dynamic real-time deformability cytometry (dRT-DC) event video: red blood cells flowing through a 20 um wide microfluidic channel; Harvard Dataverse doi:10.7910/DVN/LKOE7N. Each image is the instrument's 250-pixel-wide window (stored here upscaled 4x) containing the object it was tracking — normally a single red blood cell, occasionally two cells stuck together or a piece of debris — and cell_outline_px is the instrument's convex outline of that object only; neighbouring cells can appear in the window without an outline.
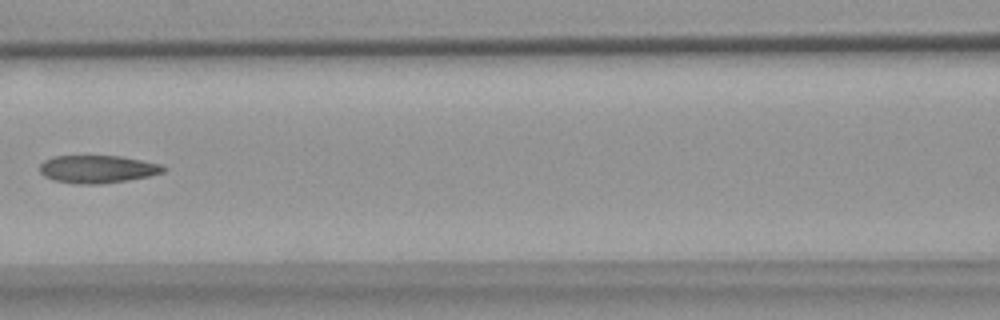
{"species": "common noctule bat (a hibernating species)", "species_latin": "Nyctalus noctula", "temperature_condition": "warm", "stored_images_in_passage": 6, "camera_frame_rate_fps": 3000, "um_per_image_px": 0.085, "animal": {"sex": "female", "body_mass_g": 18.4}, "frame": {"image": 1, "passage_image": 6, "time_ms": 7.333, "image_size_px": [1000, 320], "cell_outline_px": [[168, 168], [164, 172], [148, 176], [100, 184], [76, 184], [52, 180], [44, 176], [40, 172], [40, 164], [44, 160], [56, 156], [120, 156], [160, 164]], "centroid_in_image_um": [8.26, 14.38], "position_along_channel_um": 158.3, "area_um2": 19.88}}